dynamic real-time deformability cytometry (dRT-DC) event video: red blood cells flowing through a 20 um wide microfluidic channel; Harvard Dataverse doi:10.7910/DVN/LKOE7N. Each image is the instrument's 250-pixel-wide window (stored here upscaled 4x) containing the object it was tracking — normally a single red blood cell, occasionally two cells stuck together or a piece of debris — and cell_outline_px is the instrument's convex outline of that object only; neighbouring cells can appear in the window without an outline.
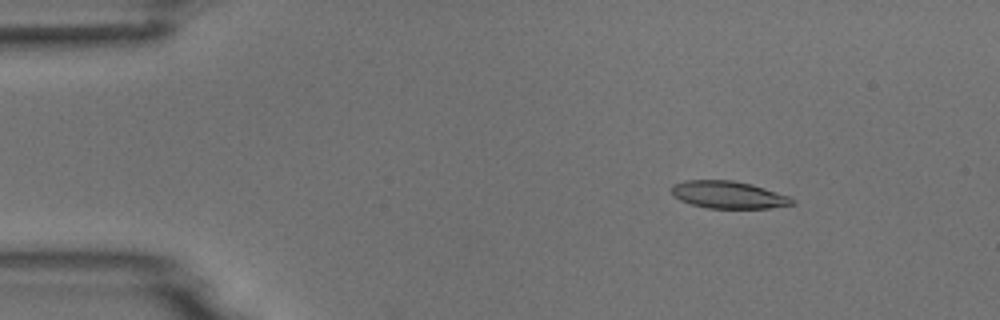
{"species": "common noctule bat (a hibernating species)", "species_latin": "Nyctalus noctula", "temperature_condition": "room temperature", "stored_images_in_passage": 4, "camera_frame_rate_fps": 3000, "um_per_image_px": 0.085, "animal": {"sex": "male", "body_mass_g": 18.8}, "frame": {"image": 1, "passage_image": 2, "time_ms": 1.0, "image_size_px": [1000, 320], "cell_outline_px": [[796, 204], [768, 208], [708, 208], [692, 204], [680, 200], [672, 192], [672, 184], [684, 180], [732, 180], [752, 184], [788, 196], [796, 200]], "centroid_in_image_um": [61.93, 16.55], "position_along_channel_um": 23.1, "area_um2": 19.13}}